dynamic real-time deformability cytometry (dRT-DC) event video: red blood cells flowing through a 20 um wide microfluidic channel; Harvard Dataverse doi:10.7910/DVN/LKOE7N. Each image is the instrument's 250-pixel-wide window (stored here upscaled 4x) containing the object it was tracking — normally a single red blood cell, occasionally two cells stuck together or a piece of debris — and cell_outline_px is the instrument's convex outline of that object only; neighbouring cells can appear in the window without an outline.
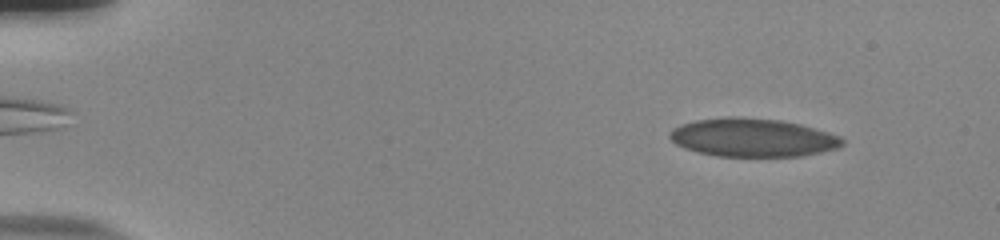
{"species": "human", "species_latin": "Homo sapiens", "temperature_condition": "room temperature", "stored_images_in_passage": 52, "camera_frame_rate_fps": 3000, "um_per_image_px": 0.085, "donor": {"sex": "male"}, "frame": {"image": 1, "passage_image": 4, "time_ms": 1.0, "image_size_px": [1000, 240], "cell_outline_px": [[844, 144], [836, 148], [800, 156], [720, 156], [700, 152], [676, 144], [668, 136], [676, 128], [684, 124], [696, 120], [780, 120], [812, 128], [840, 136], [844, 140]], "centroid_in_image_um": [64.04, 11.75], "position_along_channel_um": 21.0, "area_um2": 36.47}}
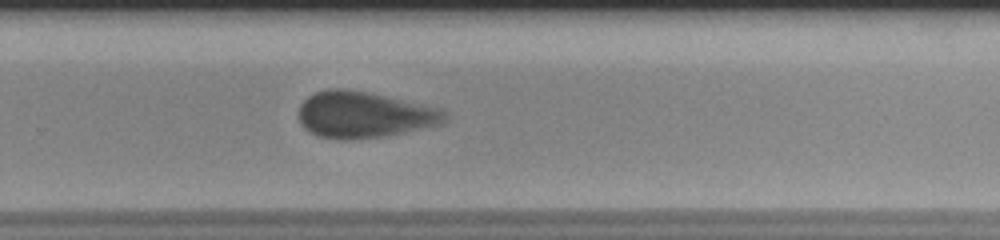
{"frame": {"image": 2, "passage_image": 35, "time_ms": 11.333, "image_size_px": [1000, 240], "cell_outline_px": [[448, 116], [440, 124], [404, 132], [384, 136], [344, 140], [320, 136], [304, 128], [300, 120], [300, 104], [308, 96], [316, 92], [332, 88], [340, 88], [368, 92], [444, 108], [448, 112]], "centroid_in_image_um": [30.99, 9.74], "position_along_channel_um": 298.8, "area_um2": 39.25}}
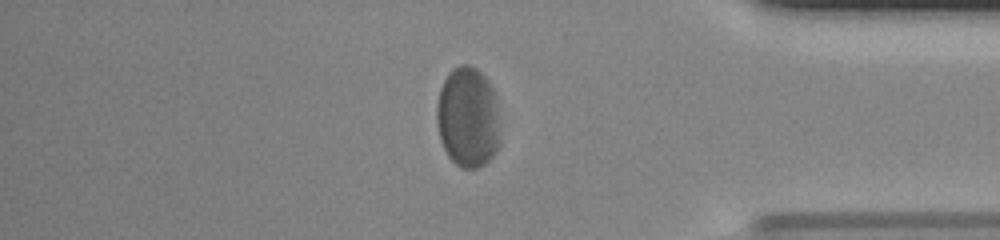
{"frame": {"image": 3, "passage_image": 44, "time_ms": 14.333, "image_size_px": [1000, 240], "cell_outline_px": [[500, 144], [496, 152], [484, 164], [476, 168], [460, 168], [448, 156], [440, 140], [436, 120], [436, 108], [440, 88], [444, 80], [452, 68], [460, 64], [468, 64], [476, 68], [488, 80], [496, 96], [500, 140]], "centroid_in_image_um": [39.77, 9.97], "position_along_channel_um": 395.4, "area_um2": 37.57}, "authors_computed_cell_mechanics": {"area_um2": 38.6682, "velocity_mm_per_s": 3.8141, "shape_relaxation_time_tau1_ms": 4.1067, "shape_relaxation_time_tau2_ms": null, "deformation_change_tau1": 0.1314, "deformation_change_tau2": null}}